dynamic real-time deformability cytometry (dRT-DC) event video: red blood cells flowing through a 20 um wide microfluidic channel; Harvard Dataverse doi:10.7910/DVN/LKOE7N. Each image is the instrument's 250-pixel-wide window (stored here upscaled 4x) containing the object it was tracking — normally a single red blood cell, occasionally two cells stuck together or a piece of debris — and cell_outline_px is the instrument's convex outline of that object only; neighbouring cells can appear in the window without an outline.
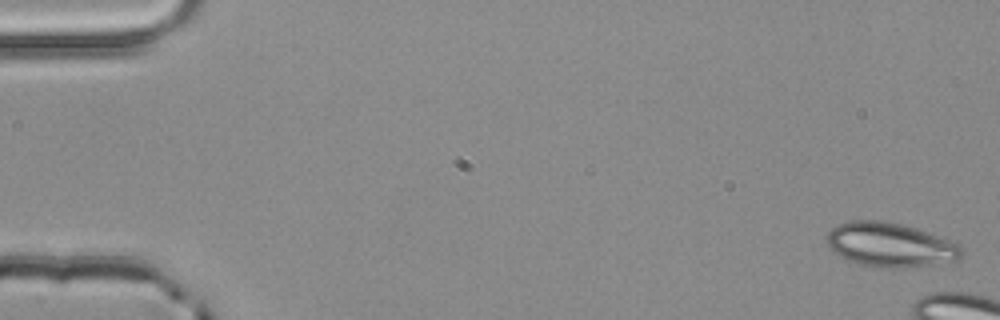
{"species": "common noctule bat (a hibernating species)", "species_latin": "Nyctalus noctula", "temperature_condition": "room temperature", "stored_images_in_passage": 6, "camera_frame_rate_fps": 3000, "um_per_image_px": 0.085, "animal": {"sex": "male", "body_mass_g": 20.4}, "frame": {"image": 1, "passage_image": 1, "time_ms": 0.0, "image_size_px": [1000, 320], "cell_outline_px": [[960, 256], [956, 260], [932, 264], [904, 268], [880, 268], [844, 260], [832, 252], [828, 248], [824, 236], [836, 224], [848, 220], [880, 220], [900, 224], [916, 228], [960, 244]], "centroid_in_image_um": [75.55, 20.8], "position_along_channel_um": 9.5, "area_um2": 34.97}}